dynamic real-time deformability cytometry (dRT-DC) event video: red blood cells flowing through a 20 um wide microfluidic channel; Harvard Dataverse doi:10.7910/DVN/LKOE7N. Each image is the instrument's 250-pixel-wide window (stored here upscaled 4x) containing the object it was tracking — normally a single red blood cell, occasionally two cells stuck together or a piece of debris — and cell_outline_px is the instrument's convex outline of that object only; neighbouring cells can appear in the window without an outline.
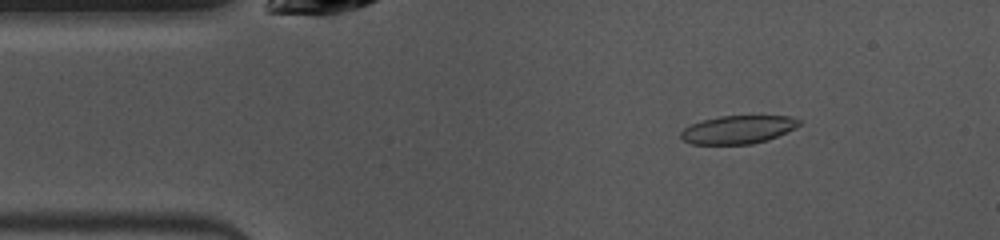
{"species": "common noctule bat (a hibernating species)", "species_latin": "Nyctalus noctula", "temperature_condition": "warm", "stored_images_in_passage": 48, "camera_frame_rate_fps": 3000, "um_per_image_px": 0.085, "animal": {"sex": "female", "body_mass_g": 10.0, "forearm_length_mm": 53.1}, "frame": {"image": 1, "passage_image": 6, "time_ms": 1.667, "image_size_px": [1000, 240], "cell_outline_px": [[800, 124], [796, 128], [768, 140], [752, 144], [692, 144], [684, 140], [680, 136], [680, 132], [684, 128], [692, 124], [704, 120], [720, 116], [788, 116], [800, 120]], "centroid_in_image_um": [62.74, 11.02], "position_along_channel_um": 22.3, "area_um2": 19.31}}
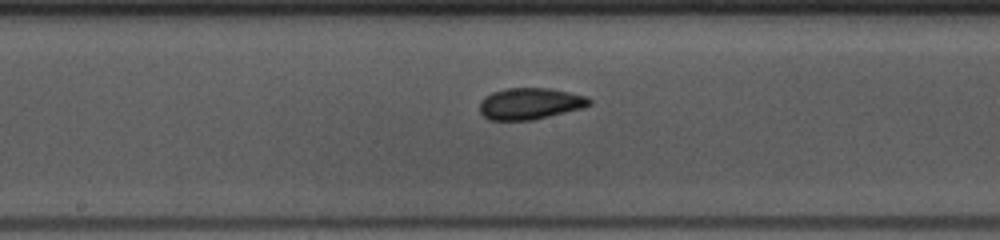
{"frame": {"image": 2, "passage_image": 23, "time_ms": 7.333, "image_size_px": [1000, 240], "cell_outline_px": [[592, 104], [584, 108], [532, 120], [488, 120], [480, 112], [480, 100], [484, 96], [492, 92], [508, 88], [548, 88], [588, 96], [592, 100]], "centroid_in_image_um": [45.07, 8.81], "position_along_channel_um": 203.1, "area_um2": 20.29}}
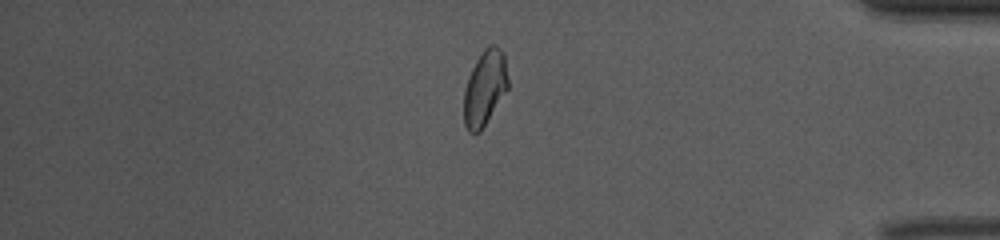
{"frame": {"image": 3, "passage_image": 40, "time_ms": 13.0, "image_size_px": [1000, 240], "cell_outline_px": [[508, 88], [480, 132], [468, 132], [464, 124], [464, 92], [472, 68], [476, 60], [484, 48], [488, 44], [496, 44], [504, 52], [508, 80]], "centroid_in_image_um": [41.22, 7.44], "position_along_channel_um": 394.0, "area_um2": 19.25}, "authors_computed_cell_mechanics": {"area_um2": 19.8832, "velocity_mm_per_s": 3.9804, "shape_relaxation_time_tau1_ms": null, "shape_relaxation_time_tau2_ms": 1.4082, "deformation_change_tau1": null, "deformation_change_tau2": 0.0723}}